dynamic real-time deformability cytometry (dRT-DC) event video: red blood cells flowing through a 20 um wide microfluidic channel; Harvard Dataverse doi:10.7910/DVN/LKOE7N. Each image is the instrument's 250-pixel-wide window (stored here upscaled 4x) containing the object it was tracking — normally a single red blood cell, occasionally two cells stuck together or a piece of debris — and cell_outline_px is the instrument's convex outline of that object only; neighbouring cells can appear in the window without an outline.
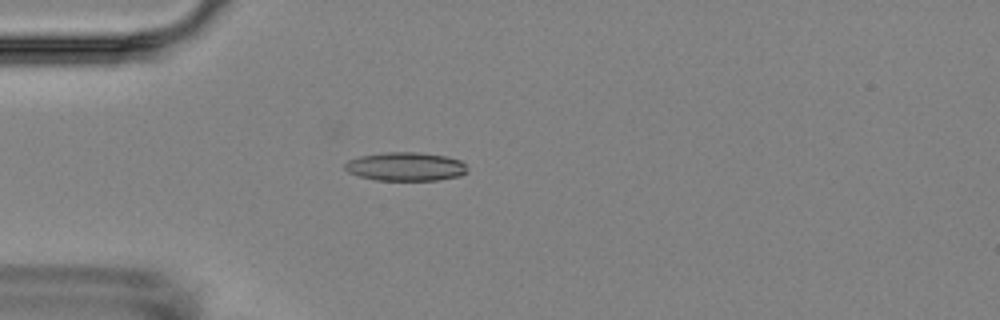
{"species": "Egyptian fruit bat (a non-hibernating species)", "species_latin": "Rousettus aegyptiacus", "temperature_condition": "room temperature", "stored_images_in_passage": 4, "camera_frame_rate_fps": 3000, "um_per_image_px": 0.085, "animal": {"sex": "female"}, "frame": {"image": 1, "passage_image": 4, "time_ms": 4.333, "image_size_px": [1000, 320], "cell_outline_px": [[468, 172], [460, 176], [436, 180], [376, 180], [360, 176], [348, 172], [344, 168], [344, 164], [348, 160], [360, 156], [384, 152], [420, 152], [448, 156], [460, 160], [468, 168]], "centroid_in_image_um": [34.5, 14.15], "position_along_channel_um": 50.5, "area_um2": 20.58}}